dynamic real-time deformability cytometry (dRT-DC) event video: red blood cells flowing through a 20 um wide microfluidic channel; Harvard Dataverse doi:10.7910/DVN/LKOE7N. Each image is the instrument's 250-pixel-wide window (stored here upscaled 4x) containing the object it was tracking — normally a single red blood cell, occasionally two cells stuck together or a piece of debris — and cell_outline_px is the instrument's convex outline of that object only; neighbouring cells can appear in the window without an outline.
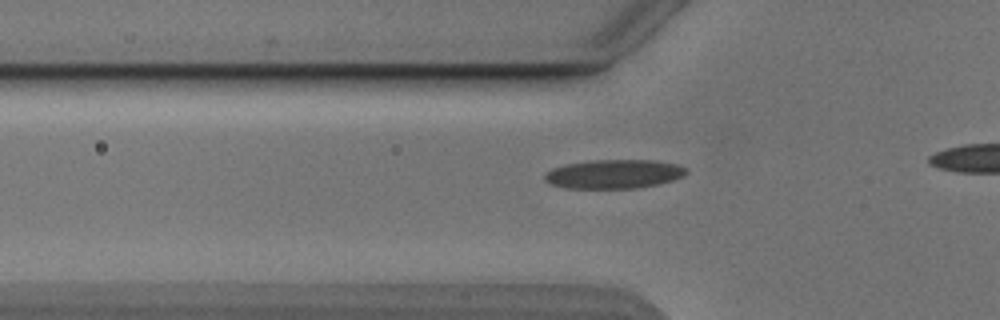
{"species": "Egyptian fruit bat (a non-hibernating species)", "species_latin": "Rousettus aegyptiacus", "temperature_condition": "cold", "stored_images_in_passage": 15, "camera_frame_rate_fps": 3000, "um_per_image_px": 0.085, "animal": {"sex": "male"}, "frame": {"image": 1, "passage_image": 9, "time_ms": 2.667, "image_size_px": [1000, 320], "cell_outline_px": [[688, 172], [684, 176], [672, 180], [656, 184], [636, 188], [568, 188], [548, 184], [544, 180], [544, 172], [552, 168], [564, 164], [592, 160], [656, 160], [676, 164], [688, 168]], "centroid_in_image_um": [52.15, 14.78], "position_along_channel_um": 73.6, "area_um2": 24.1}}
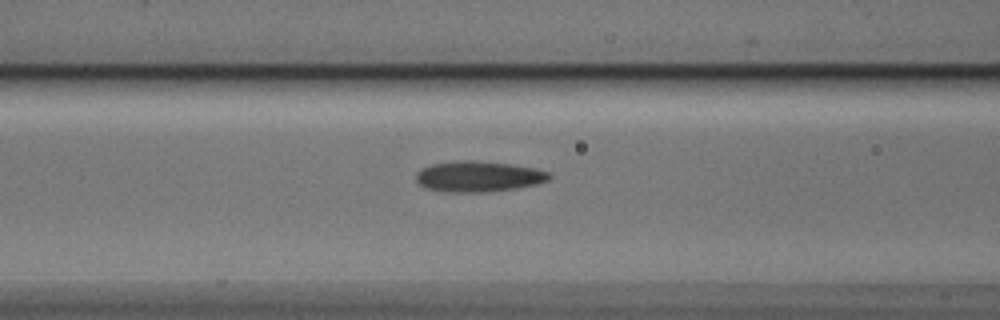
{"frame": {"image": 2, "passage_image": 13, "time_ms": 4.0, "image_size_px": [1000, 320], "cell_outline_px": [[552, 176], [548, 180], [536, 184], [516, 188], [488, 192], [444, 192], [424, 188], [416, 180], [416, 172], [420, 168], [432, 164], [464, 160], [472, 160], [512, 164], [536, 168], [552, 172]], "centroid_in_image_um": [40.68, 15.0], "position_along_channel_um": 125.9, "area_um2": 24.1}}